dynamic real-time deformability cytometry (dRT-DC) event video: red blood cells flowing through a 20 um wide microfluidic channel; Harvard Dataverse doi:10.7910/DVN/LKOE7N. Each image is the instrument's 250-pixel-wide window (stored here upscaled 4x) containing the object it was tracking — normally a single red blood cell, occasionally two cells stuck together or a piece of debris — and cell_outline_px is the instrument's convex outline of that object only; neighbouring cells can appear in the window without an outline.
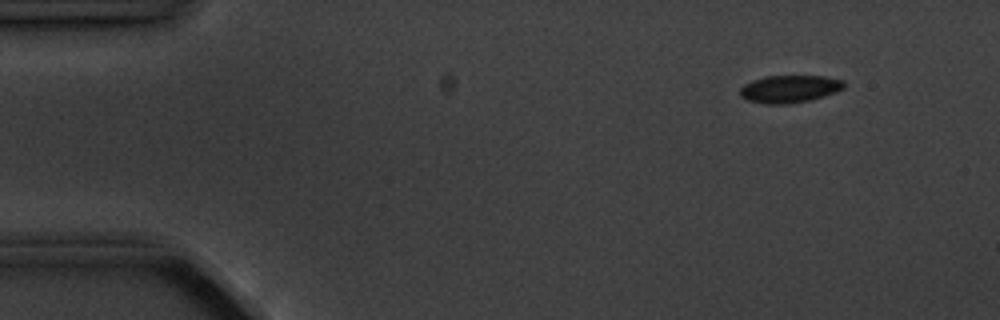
{"species": "common noctule bat (a hibernating species)", "species_latin": "Nyctalus noctula", "temperature_condition": "cold", "stored_images_in_passage": 4, "camera_frame_rate_fps": 3000, "um_per_image_px": 0.085, "animal": {"sex": "male", "body_mass_g": 20.1, "forearm_length_mm": 53.5}, "frame": {"image": 1, "passage_image": 2, "time_ms": 1.0, "image_size_px": [1000, 320], "cell_outline_px": [[844, 88], [836, 92], [824, 96], [808, 100], [788, 104], [764, 104], [748, 100], [740, 96], [740, 88], [744, 84], [752, 80], [768, 76], [824, 76], [844, 80]], "centroid_in_image_um": [67.11, 7.56], "position_along_channel_um": 17.9, "area_um2": 16.65}}
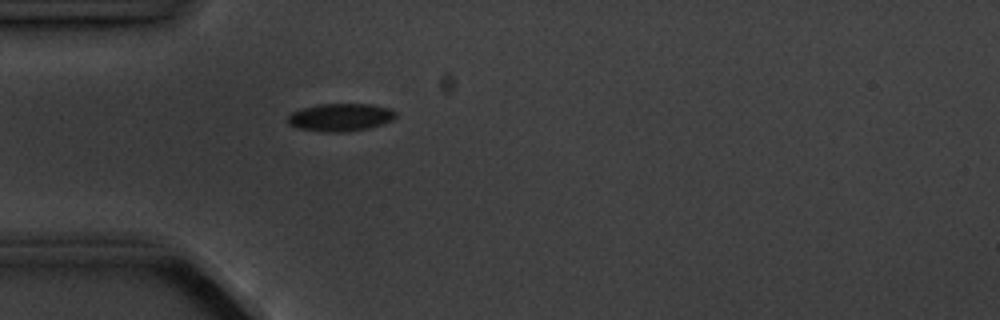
{"frame": {"image": 2, "passage_image": 4, "time_ms": 4.333, "image_size_px": [1000, 320], "cell_outline_px": [[396, 116], [392, 120], [368, 128], [344, 132], [324, 132], [296, 128], [288, 124], [288, 116], [292, 112], [300, 108], [320, 104], [372, 104], [392, 108], [396, 112]], "centroid_in_image_um": [28.92, 9.96], "position_along_channel_um": 56.1, "area_um2": 17.57}}